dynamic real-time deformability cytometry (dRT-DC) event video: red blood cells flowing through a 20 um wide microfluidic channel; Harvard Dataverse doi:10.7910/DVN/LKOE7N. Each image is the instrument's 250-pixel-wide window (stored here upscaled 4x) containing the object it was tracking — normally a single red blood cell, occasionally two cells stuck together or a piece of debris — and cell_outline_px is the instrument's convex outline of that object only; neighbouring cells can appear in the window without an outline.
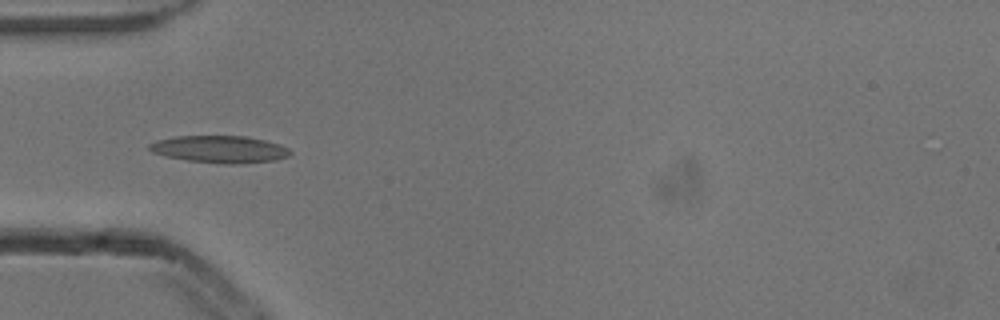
{"species": "common noctule bat (a hibernating species)", "species_latin": "Nyctalus noctula", "temperature_condition": "cold", "stored_images_in_passage": 5, "camera_frame_rate_fps": 3000, "um_per_image_px": 0.085, "animal": {"sex": "male", "body_mass_g": 13.3}, "frame": {"image": 1, "passage_image": 2, "time_ms": 0.333, "image_size_px": [1000, 320], "cell_outline_px": [[292, 152], [288, 156], [276, 160], [236, 164], [220, 164], [188, 160], [164, 156], [152, 152], [148, 148], [148, 144], [156, 140], [176, 136], [244, 136], [264, 140], [280, 144], [288, 148]], "centroid_in_image_um": [18.66, 12.69], "position_along_channel_um": 66.3, "area_um2": 22.37}}
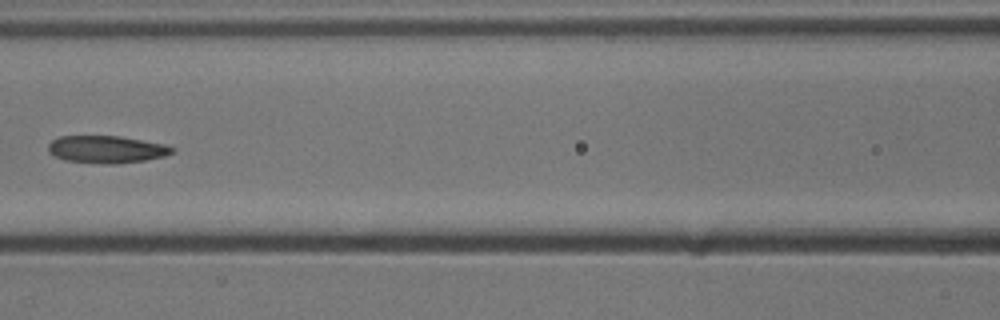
{"frame": {"image": 2, "passage_image": 4, "time_ms": 1.0, "image_size_px": [1000, 320], "cell_outline_px": [[176, 148], [172, 152], [164, 156], [144, 160], [116, 164], [108, 164], [64, 160], [48, 152], [48, 144], [52, 140], [60, 136], [120, 136], [164, 144]], "centroid_in_image_um": [9.04, 12.69], "position_along_channel_um": 157.6, "area_um2": 19.65}}
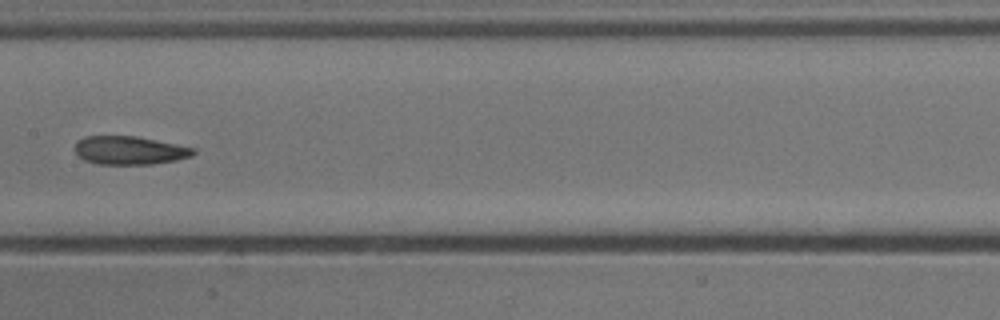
{"frame": {"image": 3, "passage_image": 5, "time_ms": 1.333, "image_size_px": [1000, 320], "cell_outline_px": [[196, 152], [192, 156], [176, 160], [152, 164], [96, 164], [84, 160], [76, 152], [76, 140], [84, 136], [136, 136], [196, 148]], "centroid_in_image_um": [11.02, 12.78], "position_along_channel_um": 196.4, "area_um2": 19.59}}